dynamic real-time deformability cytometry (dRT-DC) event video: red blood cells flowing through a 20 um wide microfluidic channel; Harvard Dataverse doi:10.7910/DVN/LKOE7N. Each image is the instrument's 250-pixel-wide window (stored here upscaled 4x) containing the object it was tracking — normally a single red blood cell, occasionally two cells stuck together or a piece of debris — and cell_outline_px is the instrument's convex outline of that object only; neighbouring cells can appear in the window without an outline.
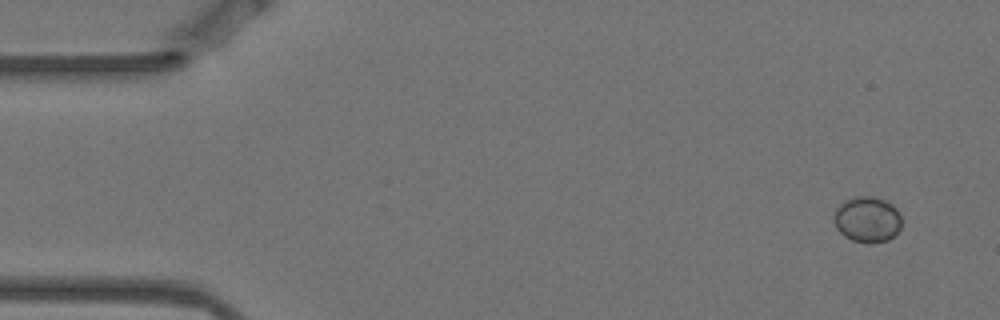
{"species": "Egyptian fruit bat (a non-hibernating species)", "species_latin": "Rousettus aegyptiacus", "temperature_condition": "warm", "stored_images_in_passage": 4, "camera_frame_rate_fps": 3000, "um_per_image_px": 0.085, "animal": {"sex": "female"}, "frame": {"image": 1, "passage_image": 4, "time_ms": 1.0, "image_size_px": [1000, 320], "cell_outline_px": [[900, 228], [888, 240], [872, 244], [868, 244], [852, 240], [844, 236], [836, 228], [832, 220], [832, 216], [836, 208], [844, 200], [856, 196], [872, 196], [884, 200], [892, 204], [896, 208], [900, 216]], "centroid_in_image_um": [73.67, 18.65], "position_along_channel_um": 11.3, "area_um2": 18.26}}